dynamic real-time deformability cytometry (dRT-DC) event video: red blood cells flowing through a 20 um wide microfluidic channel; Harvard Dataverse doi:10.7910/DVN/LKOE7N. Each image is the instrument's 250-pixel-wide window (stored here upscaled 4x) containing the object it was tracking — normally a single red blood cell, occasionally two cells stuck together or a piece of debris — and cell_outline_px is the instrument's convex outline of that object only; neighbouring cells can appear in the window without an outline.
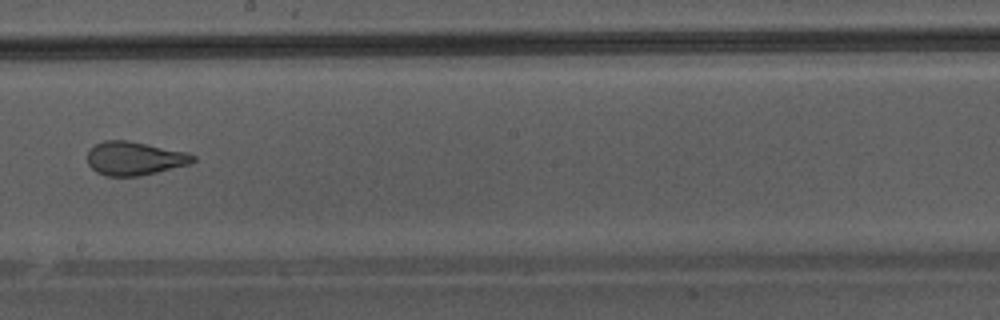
{"species": "Egyptian fruit bat (a non-hibernating species)", "species_latin": "Rousettus aegyptiacus", "temperature_condition": "warm", "stored_images_in_passage": 34, "camera_frame_rate_fps": 3000, "um_per_image_px": 0.085, "animal": {"sex": "male"}, "frame": {"image": 1, "passage_image": 15, "time_ms": 4.667, "image_size_px": [1000, 320], "cell_outline_px": [[196, 160], [188, 164], [140, 176], [104, 176], [96, 172], [88, 164], [88, 148], [104, 140], [128, 140], [184, 152], [196, 156]], "centroid_in_image_um": [11.38, 13.46], "position_along_channel_um": 236.8, "area_um2": 20.52}}